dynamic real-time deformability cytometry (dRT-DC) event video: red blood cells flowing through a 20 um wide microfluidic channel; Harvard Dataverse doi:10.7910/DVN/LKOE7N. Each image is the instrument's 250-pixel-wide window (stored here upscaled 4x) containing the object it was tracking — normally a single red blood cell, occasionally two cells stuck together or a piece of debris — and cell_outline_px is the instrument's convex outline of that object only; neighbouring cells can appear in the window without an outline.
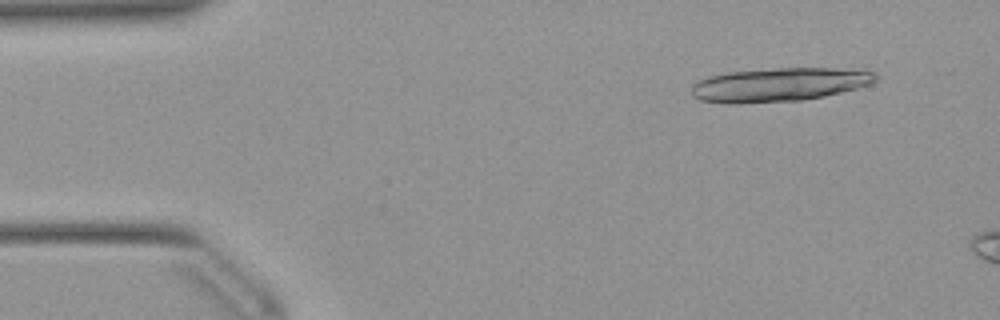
{"species": "Egyptian fruit bat (a non-hibernating species)", "species_latin": "Rousettus aegyptiacus", "temperature_condition": "warm", "stored_images_in_passage": 9, "camera_frame_rate_fps": 3000, "um_per_image_px": 0.085, "animal": {"sex": "female"}, "frame": {"image": 1, "passage_image": 4, "time_ms": 1.0, "image_size_px": [1000, 320], "cell_outline_px": [[876, 80], [872, 84], [824, 96], [804, 100], [740, 104], [724, 104], [700, 100], [692, 96], [692, 84], [708, 76], [728, 72], [776, 68], [864, 68], [872, 72], [876, 76]], "centroid_in_image_um": [66.23, 7.19], "position_along_channel_um": 18.8, "area_um2": 36.65}}